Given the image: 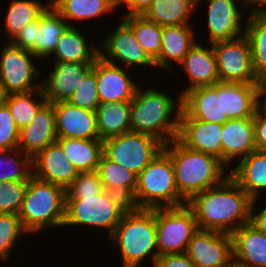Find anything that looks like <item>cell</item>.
Listing matches in <instances>:
<instances>
[{
  "instance_id": "obj_1",
  "label": "cell",
  "mask_w": 266,
  "mask_h": 267,
  "mask_svg": "<svg viewBox=\"0 0 266 267\" xmlns=\"http://www.w3.org/2000/svg\"><path fill=\"white\" fill-rule=\"evenodd\" d=\"M252 198L229 175L220 184L194 195L187 206L198 229L231 234L250 222Z\"/></svg>"
},
{
  "instance_id": "obj_2",
  "label": "cell",
  "mask_w": 266,
  "mask_h": 267,
  "mask_svg": "<svg viewBox=\"0 0 266 267\" xmlns=\"http://www.w3.org/2000/svg\"><path fill=\"white\" fill-rule=\"evenodd\" d=\"M182 110L180 93L174 98L155 87L139 86L131 101L130 131L153 136L165 145L178 137Z\"/></svg>"
},
{
  "instance_id": "obj_3",
  "label": "cell",
  "mask_w": 266,
  "mask_h": 267,
  "mask_svg": "<svg viewBox=\"0 0 266 267\" xmlns=\"http://www.w3.org/2000/svg\"><path fill=\"white\" fill-rule=\"evenodd\" d=\"M163 151L171 158L177 188L186 202L229 176L225 171L228 167L220 159L192 150L177 138L165 144Z\"/></svg>"
},
{
  "instance_id": "obj_4",
  "label": "cell",
  "mask_w": 266,
  "mask_h": 267,
  "mask_svg": "<svg viewBox=\"0 0 266 267\" xmlns=\"http://www.w3.org/2000/svg\"><path fill=\"white\" fill-rule=\"evenodd\" d=\"M110 239L117 243L122 267H141L148 260L154 267L158 257L155 208L130 207Z\"/></svg>"
},
{
  "instance_id": "obj_5",
  "label": "cell",
  "mask_w": 266,
  "mask_h": 267,
  "mask_svg": "<svg viewBox=\"0 0 266 267\" xmlns=\"http://www.w3.org/2000/svg\"><path fill=\"white\" fill-rule=\"evenodd\" d=\"M65 205L66 190L63 187L32 176L18 216L29 235H38L46 228H63Z\"/></svg>"
},
{
  "instance_id": "obj_6",
  "label": "cell",
  "mask_w": 266,
  "mask_h": 267,
  "mask_svg": "<svg viewBox=\"0 0 266 267\" xmlns=\"http://www.w3.org/2000/svg\"><path fill=\"white\" fill-rule=\"evenodd\" d=\"M129 208L124 197L106 190L96 196L66 197L63 228L106 229L110 237Z\"/></svg>"
},
{
  "instance_id": "obj_7",
  "label": "cell",
  "mask_w": 266,
  "mask_h": 267,
  "mask_svg": "<svg viewBox=\"0 0 266 267\" xmlns=\"http://www.w3.org/2000/svg\"><path fill=\"white\" fill-rule=\"evenodd\" d=\"M129 203L130 207L147 209L187 205L177 188L171 158L163 150L137 176V187Z\"/></svg>"
},
{
  "instance_id": "obj_8",
  "label": "cell",
  "mask_w": 266,
  "mask_h": 267,
  "mask_svg": "<svg viewBox=\"0 0 266 267\" xmlns=\"http://www.w3.org/2000/svg\"><path fill=\"white\" fill-rule=\"evenodd\" d=\"M158 256L186 253L198 231L193 211L187 206L155 208Z\"/></svg>"
},
{
  "instance_id": "obj_9",
  "label": "cell",
  "mask_w": 266,
  "mask_h": 267,
  "mask_svg": "<svg viewBox=\"0 0 266 267\" xmlns=\"http://www.w3.org/2000/svg\"><path fill=\"white\" fill-rule=\"evenodd\" d=\"M164 144L153 136L127 132L103 141V152L118 165L137 176L163 150Z\"/></svg>"
},
{
  "instance_id": "obj_10",
  "label": "cell",
  "mask_w": 266,
  "mask_h": 267,
  "mask_svg": "<svg viewBox=\"0 0 266 267\" xmlns=\"http://www.w3.org/2000/svg\"><path fill=\"white\" fill-rule=\"evenodd\" d=\"M35 59L38 58L31 51L4 42L0 50V82L8 94L41 89V69Z\"/></svg>"
},
{
  "instance_id": "obj_11",
  "label": "cell",
  "mask_w": 266,
  "mask_h": 267,
  "mask_svg": "<svg viewBox=\"0 0 266 267\" xmlns=\"http://www.w3.org/2000/svg\"><path fill=\"white\" fill-rule=\"evenodd\" d=\"M220 82L261 83L255 76L251 45L245 34L212 43Z\"/></svg>"
},
{
  "instance_id": "obj_12",
  "label": "cell",
  "mask_w": 266,
  "mask_h": 267,
  "mask_svg": "<svg viewBox=\"0 0 266 267\" xmlns=\"http://www.w3.org/2000/svg\"><path fill=\"white\" fill-rule=\"evenodd\" d=\"M115 29L105 39L100 40L99 57L111 64L130 69L135 66L142 69L155 68V62L148 56L140 43L136 40L132 28L124 21H120ZM103 41V42H102Z\"/></svg>"
},
{
  "instance_id": "obj_13",
  "label": "cell",
  "mask_w": 266,
  "mask_h": 267,
  "mask_svg": "<svg viewBox=\"0 0 266 267\" xmlns=\"http://www.w3.org/2000/svg\"><path fill=\"white\" fill-rule=\"evenodd\" d=\"M202 1L208 4L205 32L208 33L209 44L232 40L245 34V27H242L246 24L243 0H197V7Z\"/></svg>"
},
{
  "instance_id": "obj_14",
  "label": "cell",
  "mask_w": 266,
  "mask_h": 267,
  "mask_svg": "<svg viewBox=\"0 0 266 267\" xmlns=\"http://www.w3.org/2000/svg\"><path fill=\"white\" fill-rule=\"evenodd\" d=\"M186 254L196 267H230L233 264L231 235L198 229Z\"/></svg>"
},
{
  "instance_id": "obj_15",
  "label": "cell",
  "mask_w": 266,
  "mask_h": 267,
  "mask_svg": "<svg viewBox=\"0 0 266 267\" xmlns=\"http://www.w3.org/2000/svg\"><path fill=\"white\" fill-rule=\"evenodd\" d=\"M48 75L41 80V89L48 103L67 101L93 69L94 63L53 62Z\"/></svg>"
},
{
  "instance_id": "obj_16",
  "label": "cell",
  "mask_w": 266,
  "mask_h": 267,
  "mask_svg": "<svg viewBox=\"0 0 266 267\" xmlns=\"http://www.w3.org/2000/svg\"><path fill=\"white\" fill-rule=\"evenodd\" d=\"M129 69L96 59L97 91L100 103L131 102L139 83Z\"/></svg>"
},
{
  "instance_id": "obj_17",
  "label": "cell",
  "mask_w": 266,
  "mask_h": 267,
  "mask_svg": "<svg viewBox=\"0 0 266 267\" xmlns=\"http://www.w3.org/2000/svg\"><path fill=\"white\" fill-rule=\"evenodd\" d=\"M180 119H197L223 125L222 82L198 86L182 95Z\"/></svg>"
},
{
  "instance_id": "obj_18",
  "label": "cell",
  "mask_w": 266,
  "mask_h": 267,
  "mask_svg": "<svg viewBox=\"0 0 266 267\" xmlns=\"http://www.w3.org/2000/svg\"><path fill=\"white\" fill-rule=\"evenodd\" d=\"M32 167L35 178L61 186L65 190L79 173L57 141L32 158Z\"/></svg>"
},
{
  "instance_id": "obj_19",
  "label": "cell",
  "mask_w": 266,
  "mask_h": 267,
  "mask_svg": "<svg viewBox=\"0 0 266 267\" xmlns=\"http://www.w3.org/2000/svg\"><path fill=\"white\" fill-rule=\"evenodd\" d=\"M57 138L100 140L97 115L66 101L53 103Z\"/></svg>"
},
{
  "instance_id": "obj_20",
  "label": "cell",
  "mask_w": 266,
  "mask_h": 267,
  "mask_svg": "<svg viewBox=\"0 0 266 267\" xmlns=\"http://www.w3.org/2000/svg\"><path fill=\"white\" fill-rule=\"evenodd\" d=\"M221 140V161L229 168L233 161L239 162L257 150L253 118L227 120L222 125Z\"/></svg>"
},
{
  "instance_id": "obj_21",
  "label": "cell",
  "mask_w": 266,
  "mask_h": 267,
  "mask_svg": "<svg viewBox=\"0 0 266 267\" xmlns=\"http://www.w3.org/2000/svg\"><path fill=\"white\" fill-rule=\"evenodd\" d=\"M223 124L229 119L254 118L261 106V83L222 82Z\"/></svg>"
},
{
  "instance_id": "obj_22",
  "label": "cell",
  "mask_w": 266,
  "mask_h": 267,
  "mask_svg": "<svg viewBox=\"0 0 266 267\" xmlns=\"http://www.w3.org/2000/svg\"><path fill=\"white\" fill-rule=\"evenodd\" d=\"M196 25L163 26L159 57L154 61L156 68L175 74L176 63L183 61L196 41ZM175 63V64H174Z\"/></svg>"
},
{
  "instance_id": "obj_23",
  "label": "cell",
  "mask_w": 266,
  "mask_h": 267,
  "mask_svg": "<svg viewBox=\"0 0 266 267\" xmlns=\"http://www.w3.org/2000/svg\"><path fill=\"white\" fill-rule=\"evenodd\" d=\"M57 141L53 103L46 102L32 122L19 132L18 148L32 158L48 145Z\"/></svg>"
},
{
  "instance_id": "obj_24",
  "label": "cell",
  "mask_w": 266,
  "mask_h": 267,
  "mask_svg": "<svg viewBox=\"0 0 266 267\" xmlns=\"http://www.w3.org/2000/svg\"><path fill=\"white\" fill-rule=\"evenodd\" d=\"M232 261L238 267H266V235L250 222L232 232Z\"/></svg>"
},
{
  "instance_id": "obj_25",
  "label": "cell",
  "mask_w": 266,
  "mask_h": 267,
  "mask_svg": "<svg viewBox=\"0 0 266 267\" xmlns=\"http://www.w3.org/2000/svg\"><path fill=\"white\" fill-rule=\"evenodd\" d=\"M179 65L184 70V73L187 74V81H189L188 86L178 92L181 95L192 88L220 82L212 44L205 47L203 43L196 42Z\"/></svg>"
},
{
  "instance_id": "obj_26",
  "label": "cell",
  "mask_w": 266,
  "mask_h": 267,
  "mask_svg": "<svg viewBox=\"0 0 266 267\" xmlns=\"http://www.w3.org/2000/svg\"><path fill=\"white\" fill-rule=\"evenodd\" d=\"M222 124L197 119H180L177 139L186 147L221 160Z\"/></svg>"
},
{
  "instance_id": "obj_27",
  "label": "cell",
  "mask_w": 266,
  "mask_h": 267,
  "mask_svg": "<svg viewBox=\"0 0 266 267\" xmlns=\"http://www.w3.org/2000/svg\"><path fill=\"white\" fill-rule=\"evenodd\" d=\"M75 27L68 26L63 32L49 57L51 62L94 63L99 57V45L89 42L86 32Z\"/></svg>"
},
{
  "instance_id": "obj_28",
  "label": "cell",
  "mask_w": 266,
  "mask_h": 267,
  "mask_svg": "<svg viewBox=\"0 0 266 267\" xmlns=\"http://www.w3.org/2000/svg\"><path fill=\"white\" fill-rule=\"evenodd\" d=\"M239 161L229 175L252 199L261 197L266 193V150H256Z\"/></svg>"
},
{
  "instance_id": "obj_29",
  "label": "cell",
  "mask_w": 266,
  "mask_h": 267,
  "mask_svg": "<svg viewBox=\"0 0 266 267\" xmlns=\"http://www.w3.org/2000/svg\"><path fill=\"white\" fill-rule=\"evenodd\" d=\"M68 26V22L51 4L39 16L35 46L30 50L38 58V63L53 54L57 42Z\"/></svg>"
},
{
  "instance_id": "obj_30",
  "label": "cell",
  "mask_w": 266,
  "mask_h": 267,
  "mask_svg": "<svg viewBox=\"0 0 266 267\" xmlns=\"http://www.w3.org/2000/svg\"><path fill=\"white\" fill-rule=\"evenodd\" d=\"M193 11L197 0H153L143 15L160 26L196 25L191 20Z\"/></svg>"
},
{
  "instance_id": "obj_31",
  "label": "cell",
  "mask_w": 266,
  "mask_h": 267,
  "mask_svg": "<svg viewBox=\"0 0 266 267\" xmlns=\"http://www.w3.org/2000/svg\"><path fill=\"white\" fill-rule=\"evenodd\" d=\"M97 173L103 183L104 190L116 193L131 201L137 187V175L102 154Z\"/></svg>"
},
{
  "instance_id": "obj_32",
  "label": "cell",
  "mask_w": 266,
  "mask_h": 267,
  "mask_svg": "<svg viewBox=\"0 0 266 267\" xmlns=\"http://www.w3.org/2000/svg\"><path fill=\"white\" fill-rule=\"evenodd\" d=\"M78 172L96 171L103 152L102 140L57 138Z\"/></svg>"
},
{
  "instance_id": "obj_33",
  "label": "cell",
  "mask_w": 266,
  "mask_h": 267,
  "mask_svg": "<svg viewBox=\"0 0 266 267\" xmlns=\"http://www.w3.org/2000/svg\"><path fill=\"white\" fill-rule=\"evenodd\" d=\"M130 107L131 102L99 104L96 115L100 140L130 132Z\"/></svg>"
},
{
  "instance_id": "obj_34",
  "label": "cell",
  "mask_w": 266,
  "mask_h": 267,
  "mask_svg": "<svg viewBox=\"0 0 266 267\" xmlns=\"http://www.w3.org/2000/svg\"><path fill=\"white\" fill-rule=\"evenodd\" d=\"M245 35L251 45L256 78L266 80V12H250L246 18Z\"/></svg>"
},
{
  "instance_id": "obj_35",
  "label": "cell",
  "mask_w": 266,
  "mask_h": 267,
  "mask_svg": "<svg viewBox=\"0 0 266 267\" xmlns=\"http://www.w3.org/2000/svg\"><path fill=\"white\" fill-rule=\"evenodd\" d=\"M50 4L68 22L69 26L75 24L72 21L92 22L93 18H101L102 15L113 14L109 0H50ZM79 21V22H78Z\"/></svg>"
},
{
  "instance_id": "obj_36",
  "label": "cell",
  "mask_w": 266,
  "mask_h": 267,
  "mask_svg": "<svg viewBox=\"0 0 266 267\" xmlns=\"http://www.w3.org/2000/svg\"><path fill=\"white\" fill-rule=\"evenodd\" d=\"M8 11L6 12L3 32L8 35L6 42H11L20 31L31 21L36 20L50 5L43 4L40 0H9ZM9 39V40H8Z\"/></svg>"
},
{
  "instance_id": "obj_37",
  "label": "cell",
  "mask_w": 266,
  "mask_h": 267,
  "mask_svg": "<svg viewBox=\"0 0 266 267\" xmlns=\"http://www.w3.org/2000/svg\"><path fill=\"white\" fill-rule=\"evenodd\" d=\"M123 20L132 28L136 40L155 61L160 54L163 26L147 19L144 15L122 16Z\"/></svg>"
},
{
  "instance_id": "obj_38",
  "label": "cell",
  "mask_w": 266,
  "mask_h": 267,
  "mask_svg": "<svg viewBox=\"0 0 266 267\" xmlns=\"http://www.w3.org/2000/svg\"><path fill=\"white\" fill-rule=\"evenodd\" d=\"M46 102L42 89H38L27 93L9 94L6 105L18 129L21 130L32 122L38 110Z\"/></svg>"
},
{
  "instance_id": "obj_39",
  "label": "cell",
  "mask_w": 266,
  "mask_h": 267,
  "mask_svg": "<svg viewBox=\"0 0 266 267\" xmlns=\"http://www.w3.org/2000/svg\"><path fill=\"white\" fill-rule=\"evenodd\" d=\"M33 176L32 157L19 148L0 150V183L29 181Z\"/></svg>"
},
{
  "instance_id": "obj_40",
  "label": "cell",
  "mask_w": 266,
  "mask_h": 267,
  "mask_svg": "<svg viewBox=\"0 0 266 267\" xmlns=\"http://www.w3.org/2000/svg\"><path fill=\"white\" fill-rule=\"evenodd\" d=\"M27 234L29 235L17 214L0 213V262L2 264L10 262L11 252Z\"/></svg>"
},
{
  "instance_id": "obj_41",
  "label": "cell",
  "mask_w": 266,
  "mask_h": 267,
  "mask_svg": "<svg viewBox=\"0 0 266 267\" xmlns=\"http://www.w3.org/2000/svg\"><path fill=\"white\" fill-rule=\"evenodd\" d=\"M66 102L81 109L96 112L100 104L97 91L96 60L94 61L93 69L86 75Z\"/></svg>"
},
{
  "instance_id": "obj_42",
  "label": "cell",
  "mask_w": 266,
  "mask_h": 267,
  "mask_svg": "<svg viewBox=\"0 0 266 267\" xmlns=\"http://www.w3.org/2000/svg\"><path fill=\"white\" fill-rule=\"evenodd\" d=\"M29 181L0 183V213L19 214Z\"/></svg>"
},
{
  "instance_id": "obj_43",
  "label": "cell",
  "mask_w": 266,
  "mask_h": 267,
  "mask_svg": "<svg viewBox=\"0 0 266 267\" xmlns=\"http://www.w3.org/2000/svg\"><path fill=\"white\" fill-rule=\"evenodd\" d=\"M103 191V183L97 171L79 172L66 189V197L96 196Z\"/></svg>"
},
{
  "instance_id": "obj_44",
  "label": "cell",
  "mask_w": 266,
  "mask_h": 267,
  "mask_svg": "<svg viewBox=\"0 0 266 267\" xmlns=\"http://www.w3.org/2000/svg\"><path fill=\"white\" fill-rule=\"evenodd\" d=\"M19 132L8 106H0V150L18 148Z\"/></svg>"
},
{
  "instance_id": "obj_45",
  "label": "cell",
  "mask_w": 266,
  "mask_h": 267,
  "mask_svg": "<svg viewBox=\"0 0 266 267\" xmlns=\"http://www.w3.org/2000/svg\"><path fill=\"white\" fill-rule=\"evenodd\" d=\"M39 17L29 22L11 43L24 50H31L35 46L36 29H38Z\"/></svg>"
},
{
  "instance_id": "obj_46",
  "label": "cell",
  "mask_w": 266,
  "mask_h": 267,
  "mask_svg": "<svg viewBox=\"0 0 266 267\" xmlns=\"http://www.w3.org/2000/svg\"><path fill=\"white\" fill-rule=\"evenodd\" d=\"M255 145L257 150H266V109L260 106L254 114Z\"/></svg>"
},
{
  "instance_id": "obj_47",
  "label": "cell",
  "mask_w": 266,
  "mask_h": 267,
  "mask_svg": "<svg viewBox=\"0 0 266 267\" xmlns=\"http://www.w3.org/2000/svg\"><path fill=\"white\" fill-rule=\"evenodd\" d=\"M154 267H196L186 253L158 256Z\"/></svg>"
},
{
  "instance_id": "obj_48",
  "label": "cell",
  "mask_w": 266,
  "mask_h": 267,
  "mask_svg": "<svg viewBox=\"0 0 266 267\" xmlns=\"http://www.w3.org/2000/svg\"><path fill=\"white\" fill-rule=\"evenodd\" d=\"M259 199L260 197L252 199L250 223L254 225L260 232L266 235V203L264 204V207H262V209L261 207H258L257 209L255 205L257 204Z\"/></svg>"
},
{
  "instance_id": "obj_49",
  "label": "cell",
  "mask_w": 266,
  "mask_h": 267,
  "mask_svg": "<svg viewBox=\"0 0 266 267\" xmlns=\"http://www.w3.org/2000/svg\"><path fill=\"white\" fill-rule=\"evenodd\" d=\"M110 6L113 11L118 10L117 7L125 6V14L123 16L134 15V0H109Z\"/></svg>"
},
{
  "instance_id": "obj_50",
  "label": "cell",
  "mask_w": 266,
  "mask_h": 267,
  "mask_svg": "<svg viewBox=\"0 0 266 267\" xmlns=\"http://www.w3.org/2000/svg\"><path fill=\"white\" fill-rule=\"evenodd\" d=\"M250 12H266V0H243Z\"/></svg>"
},
{
  "instance_id": "obj_51",
  "label": "cell",
  "mask_w": 266,
  "mask_h": 267,
  "mask_svg": "<svg viewBox=\"0 0 266 267\" xmlns=\"http://www.w3.org/2000/svg\"><path fill=\"white\" fill-rule=\"evenodd\" d=\"M153 0H134V15H143Z\"/></svg>"
},
{
  "instance_id": "obj_52",
  "label": "cell",
  "mask_w": 266,
  "mask_h": 267,
  "mask_svg": "<svg viewBox=\"0 0 266 267\" xmlns=\"http://www.w3.org/2000/svg\"><path fill=\"white\" fill-rule=\"evenodd\" d=\"M8 93L5 90L4 85L0 82V106H3L6 104Z\"/></svg>"
},
{
  "instance_id": "obj_53",
  "label": "cell",
  "mask_w": 266,
  "mask_h": 267,
  "mask_svg": "<svg viewBox=\"0 0 266 267\" xmlns=\"http://www.w3.org/2000/svg\"><path fill=\"white\" fill-rule=\"evenodd\" d=\"M261 106L266 109V80L261 82Z\"/></svg>"
}]
</instances>
